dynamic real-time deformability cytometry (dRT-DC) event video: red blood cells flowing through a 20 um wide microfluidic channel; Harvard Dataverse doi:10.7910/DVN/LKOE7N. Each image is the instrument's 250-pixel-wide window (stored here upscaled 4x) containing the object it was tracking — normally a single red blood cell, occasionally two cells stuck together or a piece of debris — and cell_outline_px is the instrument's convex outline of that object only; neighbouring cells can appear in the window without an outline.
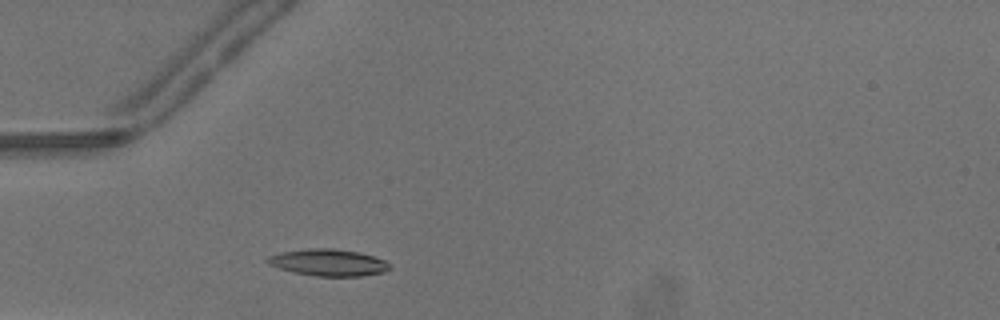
{"species": "common noctule bat (a hibernating species)", "species_latin": "Nyctalus noctula", "temperature_condition": "warm", "stored_images_in_passage": 30, "camera_frame_rate_fps": 3000, "um_per_image_px": 0.085, "animal": {"sex": "male", "body_mass_g": 13.3}, "frame": {"image": 1, "passage_image": 7, "time_ms": 2.0, "image_size_px": [1000, 320], "cell_outline_px": [[392, 268], [384, 272], [360, 276], [316, 276], [292, 272], [268, 264], [264, 260], [268, 256], [280, 252], [308, 248], [332, 248], [360, 252], [384, 260]], "centroid_in_image_um": [27.88, 22.31], "position_along_channel_um": 57.1, "area_um2": 19.13}}
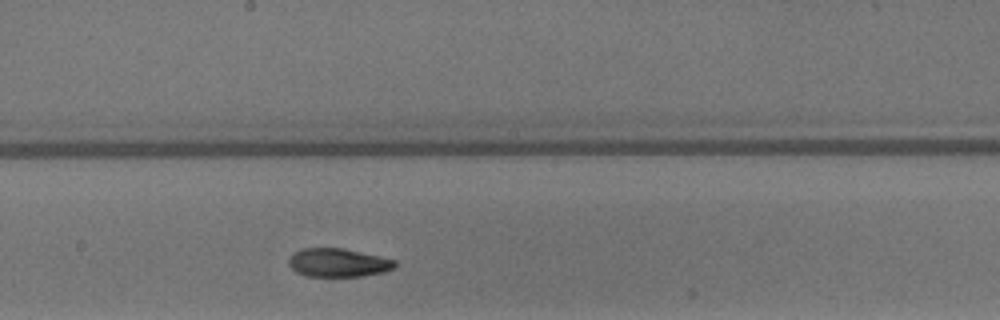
{"frame": {"image": 2, "passage_image": 19, "time_ms": 6.0, "image_size_px": [1000, 320], "cell_outline_px": [[396, 268], [384, 272], [360, 276], [304, 276], [296, 272], [288, 264], [288, 260], [300, 248], [344, 248], [380, 256], [396, 260]], "centroid_in_image_um": [28.76, 22.32], "position_along_channel_um": 219.4, "area_um2": 17.69}}
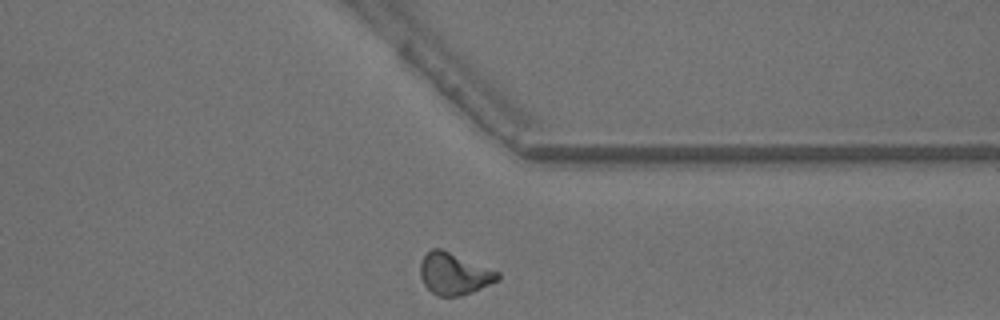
{"frame": {"image": 3, "passage_image": 30, "time_ms": 9.667, "image_size_px": [1000, 320], "cell_outline_px": [[500, 280], [472, 292], [460, 296], [436, 296], [424, 284], [420, 276], [420, 264], [424, 256], [432, 248], [440, 248], [500, 272]], "centroid_in_image_um": [38.61, 23.28], "position_along_channel_um": 372.8, "area_um2": 18.79}, "authors_computed_cell_mechanics": {"area_um2": 18.0336, "velocity_mm_per_s": 4.2214, "shape_relaxation_time_tau1_ms": null, "shape_relaxation_time_tau2_ms": 5.9839, "deformation_change_tau1": null, "deformation_change_tau2": 0.1416}}